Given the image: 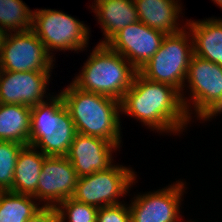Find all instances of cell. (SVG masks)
I'll list each match as a JSON object with an SVG mask.
<instances>
[{
	"instance_id": "6da1fadb",
	"label": "cell",
	"mask_w": 222,
	"mask_h": 222,
	"mask_svg": "<svg viewBox=\"0 0 222 222\" xmlns=\"http://www.w3.org/2000/svg\"><path fill=\"white\" fill-rule=\"evenodd\" d=\"M121 114L131 116L160 133H181L191 121L181 94L172 86L154 82L139 72L120 101Z\"/></svg>"
},
{
	"instance_id": "7a4b0ae2",
	"label": "cell",
	"mask_w": 222,
	"mask_h": 222,
	"mask_svg": "<svg viewBox=\"0 0 222 222\" xmlns=\"http://www.w3.org/2000/svg\"><path fill=\"white\" fill-rule=\"evenodd\" d=\"M60 95L77 133L98 137L121 147L120 101L83 91L73 83L61 90Z\"/></svg>"
},
{
	"instance_id": "3957f363",
	"label": "cell",
	"mask_w": 222,
	"mask_h": 222,
	"mask_svg": "<svg viewBox=\"0 0 222 222\" xmlns=\"http://www.w3.org/2000/svg\"><path fill=\"white\" fill-rule=\"evenodd\" d=\"M72 83L86 92L121 101L138 70L106 44H97Z\"/></svg>"
},
{
	"instance_id": "277c9868",
	"label": "cell",
	"mask_w": 222,
	"mask_h": 222,
	"mask_svg": "<svg viewBox=\"0 0 222 222\" xmlns=\"http://www.w3.org/2000/svg\"><path fill=\"white\" fill-rule=\"evenodd\" d=\"M76 133L60 93L31 107L29 145L35 146L44 155L66 156Z\"/></svg>"
},
{
	"instance_id": "5b68a950",
	"label": "cell",
	"mask_w": 222,
	"mask_h": 222,
	"mask_svg": "<svg viewBox=\"0 0 222 222\" xmlns=\"http://www.w3.org/2000/svg\"><path fill=\"white\" fill-rule=\"evenodd\" d=\"M186 27L175 34H167L152 58L138 71L154 82L174 87L183 94L185 79L192 56L193 39Z\"/></svg>"
},
{
	"instance_id": "8992f818",
	"label": "cell",
	"mask_w": 222,
	"mask_h": 222,
	"mask_svg": "<svg viewBox=\"0 0 222 222\" xmlns=\"http://www.w3.org/2000/svg\"><path fill=\"white\" fill-rule=\"evenodd\" d=\"M185 82L191 99L181 94V100L189 119L192 105L199 120L207 121L222 113V66L193 55Z\"/></svg>"
},
{
	"instance_id": "52a82bcc",
	"label": "cell",
	"mask_w": 222,
	"mask_h": 222,
	"mask_svg": "<svg viewBox=\"0 0 222 222\" xmlns=\"http://www.w3.org/2000/svg\"><path fill=\"white\" fill-rule=\"evenodd\" d=\"M31 30L45 45L49 54L55 51L86 50L89 27L69 14L55 9H36L32 13Z\"/></svg>"
},
{
	"instance_id": "ba28073f",
	"label": "cell",
	"mask_w": 222,
	"mask_h": 222,
	"mask_svg": "<svg viewBox=\"0 0 222 222\" xmlns=\"http://www.w3.org/2000/svg\"><path fill=\"white\" fill-rule=\"evenodd\" d=\"M136 172L131 168L113 164L108 169L80 177L72 198L97 208L120 204L119 197L129 192L135 183Z\"/></svg>"
},
{
	"instance_id": "9c48e42d",
	"label": "cell",
	"mask_w": 222,
	"mask_h": 222,
	"mask_svg": "<svg viewBox=\"0 0 222 222\" xmlns=\"http://www.w3.org/2000/svg\"><path fill=\"white\" fill-rule=\"evenodd\" d=\"M53 57L30 29L2 35L0 42V71L52 72Z\"/></svg>"
},
{
	"instance_id": "30bf717a",
	"label": "cell",
	"mask_w": 222,
	"mask_h": 222,
	"mask_svg": "<svg viewBox=\"0 0 222 222\" xmlns=\"http://www.w3.org/2000/svg\"><path fill=\"white\" fill-rule=\"evenodd\" d=\"M183 181H176L157 191L144 193L131 200L129 207L131 222H179L180 206L184 195Z\"/></svg>"
},
{
	"instance_id": "8fae6325",
	"label": "cell",
	"mask_w": 222,
	"mask_h": 222,
	"mask_svg": "<svg viewBox=\"0 0 222 222\" xmlns=\"http://www.w3.org/2000/svg\"><path fill=\"white\" fill-rule=\"evenodd\" d=\"M165 36L162 31L138 21L119 30L105 44L139 71L158 51Z\"/></svg>"
},
{
	"instance_id": "7c38bea8",
	"label": "cell",
	"mask_w": 222,
	"mask_h": 222,
	"mask_svg": "<svg viewBox=\"0 0 222 222\" xmlns=\"http://www.w3.org/2000/svg\"><path fill=\"white\" fill-rule=\"evenodd\" d=\"M78 175L66 156H46L34 198L43 207L56 208L65 199L71 198L76 189Z\"/></svg>"
},
{
	"instance_id": "4fadbf2b",
	"label": "cell",
	"mask_w": 222,
	"mask_h": 222,
	"mask_svg": "<svg viewBox=\"0 0 222 222\" xmlns=\"http://www.w3.org/2000/svg\"><path fill=\"white\" fill-rule=\"evenodd\" d=\"M51 72L0 71V103L34 107L49 99L46 94ZM46 95V96H45Z\"/></svg>"
},
{
	"instance_id": "5bb4252c",
	"label": "cell",
	"mask_w": 222,
	"mask_h": 222,
	"mask_svg": "<svg viewBox=\"0 0 222 222\" xmlns=\"http://www.w3.org/2000/svg\"><path fill=\"white\" fill-rule=\"evenodd\" d=\"M117 148L119 149L110 141L76 133L66 157L80 178L112 166V151L115 152Z\"/></svg>"
},
{
	"instance_id": "9a60e30c",
	"label": "cell",
	"mask_w": 222,
	"mask_h": 222,
	"mask_svg": "<svg viewBox=\"0 0 222 222\" xmlns=\"http://www.w3.org/2000/svg\"><path fill=\"white\" fill-rule=\"evenodd\" d=\"M139 21L152 29L167 34L182 31L185 26L179 27V14L182 6L177 0H134Z\"/></svg>"
},
{
	"instance_id": "2e32d148",
	"label": "cell",
	"mask_w": 222,
	"mask_h": 222,
	"mask_svg": "<svg viewBox=\"0 0 222 222\" xmlns=\"http://www.w3.org/2000/svg\"><path fill=\"white\" fill-rule=\"evenodd\" d=\"M91 8L101 25L105 44L119 30L139 21L134 0H94Z\"/></svg>"
},
{
	"instance_id": "e0dca14e",
	"label": "cell",
	"mask_w": 222,
	"mask_h": 222,
	"mask_svg": "<svg viewBox=\"0 0 222 222\" xmlns=\"http://www.w3.org/2000/svg\"><path fill=\"white\" fill-rule=\"evenodd\" d=\"M185 25L193 39L194 55L222 66V19L187 20Z\"/></svg>"
},
{
	"instance_id": "ac0fdd59",
	"label": "cell",
	"mask_w": 222,
	"mask_h": 222,
	"mask_svg": "<svg viewBox=\"0 0 222 222\" xmlns=\"http://www.w3.org/2000/svg\"><path fill=\"white\" fill-rule=\"evenodd\" d=\"M46 155L32 145H24L19 152L10 192L35 196Z\"/></svg>"
},
{
	"instance_id": "d6986e66",
	"label": "cell",
	"mask_w": 222,
	"mask_h": 222,
	"mask_svg": "<svg viewBox=\"0 0 222 222\" xmlns=\"http://www.w3.org/2000/svg\"><path fill=\"white\" fill-rule=\"evenodd\" d=\"M31 107L0 103V141L29 145Z\"/></svg>"
},
{
	"instance_id": "ffe728a7",
	"label": "cell",
	"mask_w": 222,
	"mask_h": 222,
	"mask_svg": "<svg viewBox=\"0 0 222 222\" xmlns=\"http://www.w3.org/2000/svg\"><path fill=\"white\" fill-rule=\"evenodd\" d=\"M30 195L0 191V222H26L43 206Z\"/></svg>"
},
{
	"instance_id": "44dd1931",
	"label": "cell",
	"mask_w": 222,
	"mask_h": 222,
	"mask_svg": "<svg viewBox=\"0 0 222 222\" xmlns=\"http://www.w3.org/2000/svg\"><path fill=\"white\" fill-rule=\"evenodd\" d=\"M32 13L22 0H0V31L5 34L30 30Z\"/></svg>"
},
{
	"instance_id": "7402d4cb",
	"label": "cell",
	"mask_w": 222,
	"mask_h": 222,
	"mask_svg": "<svg viewBox=\"0 0 222 222\" xmlns=\"http://www.w3.org/2000/svg\"><path fill=\"white\" fill-rule=\"evenodd\" d=\"M23 146L16 142L0 141V191L12 189L15 166Z\"/></svg>"
},
{
	"instance_id": "603a6c76",
	"label": "cell",
	"mask_w": 222,
	"mask_h": 222,
	"mask_svg": "<svg viewBox=\"0 0 222 222\" xmlns=\"http://www.w3.org/2000/svg\"><path fill=\"white\" fill-rule=\"evenodd\" d=\"M97 207L84 204L74 198L62 201L57 207L60 222H97Z\"/></svg>"
},
{
	"instance_id": "cb8c5ba5",
	"label": "cell",
	"mask_w": 222,
	"mask_h": 222,
	"mask_svg": "<svg viewBox=\"0 0 222 222\" xmlns=\"http://www.w3.org/2000/svg\"><path fill=\"white\" fill-rule=\"evenodd\" d=\"M97 222H131L129 207L125 203L101 207Z\"/></svg>"
},
{
	"instance_id": "d4e9b609",
	"label": "cell",
	"mask_w": 222,
	"mask_h": 222,
	"mask_svg": "<svg viewBox=\"0 0 222 222\" xmlns=\"http://www.w3.org/2000/svg\"><path fill=\"white\" fill-rule=\"evenodd\" d=\"M26 222H60V218L56 208L43 207L33 217L29 218Z\"/></svg>"
},
{
	"instance_id": "484cf974",
	"label": "cell",
	"mask_w": 222,
	"mask_h": 222,
	"mask_svg": "<svg viewBox=\"0 0 222 222\" xmlns=\"http://www.w3.org/2000/svg\"><path fill=\"white\" fill-rule=\"evenodd\" d=\"M212 1L222 9V0H212Z\"/></svg>"
},
{
	"instance_id": "4316f807",
	"label": "cell",
	"mask_w": 222,
	"mask_h": 222,
	"mask_svg": "<svg viewBox=\"0 0 222 222\" xmlns=\"http://www.w3.org/2000/svg\"><path fill=\"white\" fill-rule=\"evenodd\" d=\"M2 35H3V33L0 31V42H1Z\"/></svg>"
}]
</instances>
